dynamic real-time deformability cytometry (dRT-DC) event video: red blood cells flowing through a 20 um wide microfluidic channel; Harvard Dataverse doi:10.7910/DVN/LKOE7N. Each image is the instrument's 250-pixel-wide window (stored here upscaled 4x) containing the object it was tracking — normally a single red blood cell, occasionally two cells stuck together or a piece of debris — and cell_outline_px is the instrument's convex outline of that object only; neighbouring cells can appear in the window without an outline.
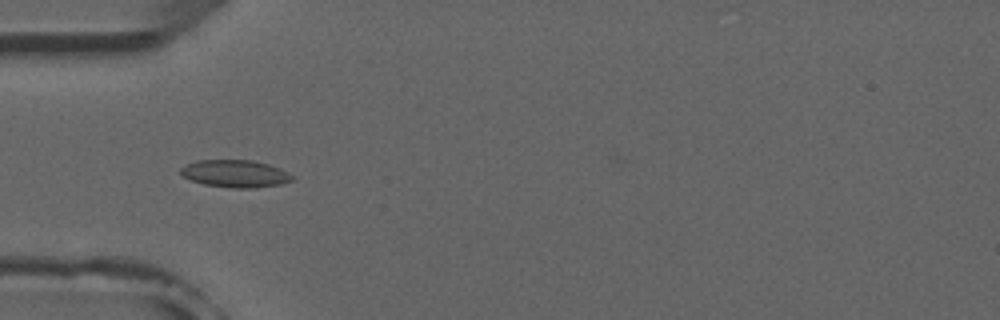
{"species": "common noctule bat (a hibernating species)", "species_latin": "Nyctalus noctula", "temperature_condition": "room temperature", "stored_images_in_passage": 8, "camera_frame_rate_fps": 3000, "um_per_image_px": 0.085, "animal": {"sex": "male", "forearm_length_mm": 52.5}, "frame": {"image": 1, "passage_image": 5, "time_ms": 5.333, "image_size_px": [1000, 320], "cell_outline_px": [[292, 180], [280, 184], [256, 188], [232, 188], [204, 184], [192, 180], [184, 176], [180, 172], [180, 168], [196, 160], [252, 160], [268, 164], [280, 168], [292, 176]], "centroid_in_image_um": [19.99, 14.76], "position_along_channel_um": 65.0, "area_um2": 17.63}}
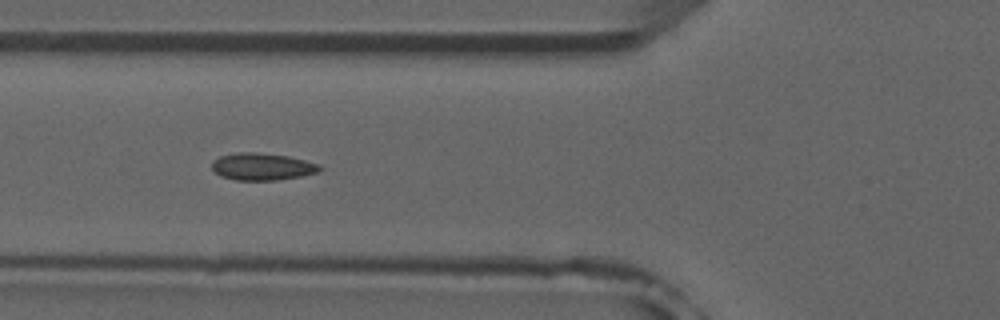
{"frame": {"image": 2, "passage_image": 6, "time_ms": 6.333, "image_size_px": [1000, 320], "cell_outline_px": [[324, 168], [320, 172], [300, 176], [276, 180], [236, 180], [220, 176], [212, 168], [212, 160], [220, 156], [240, 152], [256, 152], [288, 156], [320, 164]], "centroid_in_image_um": [22.31, 14.16], "position_along_channel_um": 103.5, "area_um2": 17.11}}
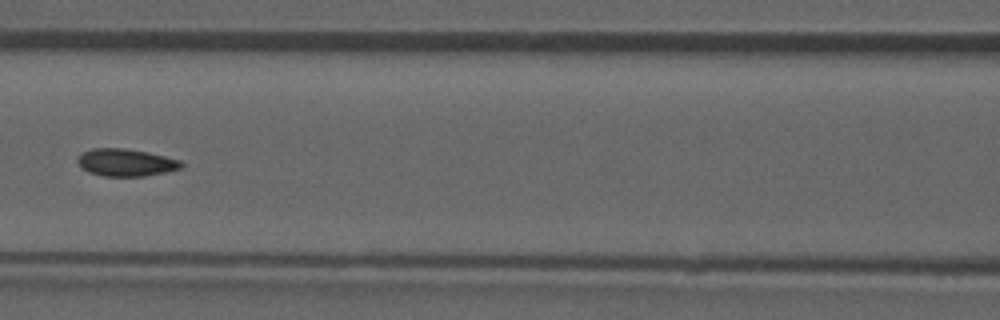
{"frame": {"image": 3, "passage_image": 7, "time_ms": 7.667, "image_size_px": [1000, 320], "cell_outline_px": [[184, 164], [180, 168], [164, 172], [144, 176], [104, 176], [88, 172], [80, 168], [76, 160], [84, 152], [92, 148], [124, 148], [148, 152], [180, 160]], "centroid_in_image_um": [10.67, 13.81], "position_along_channel_um": 155.9, "area_um2": 16.47}}